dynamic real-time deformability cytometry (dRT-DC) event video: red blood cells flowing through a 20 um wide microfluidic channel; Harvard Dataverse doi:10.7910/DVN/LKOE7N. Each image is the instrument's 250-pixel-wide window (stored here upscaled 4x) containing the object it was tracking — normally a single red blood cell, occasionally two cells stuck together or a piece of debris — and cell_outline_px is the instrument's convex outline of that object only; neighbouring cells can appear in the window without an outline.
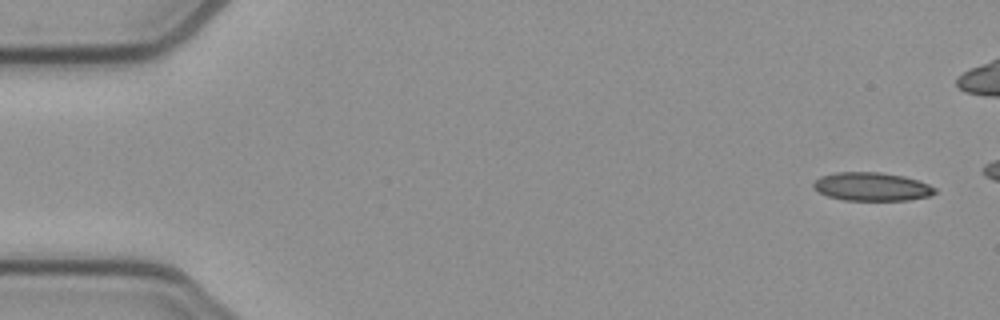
{"species": "common noctule bat (a hibernating species)", "species_latin": "Nyctalus noctula", "temperature_condition": "cold", "stored_images_in_passage": 14, "camera_frame_rate_fps": 3000, "um_per_image_px": 0.085, "animal": {"sex": "female", "body_mass_g": 21.9}, "frame": {"image": 1, "passage_image": 1, "time_ms": 0.0, "image_size_px": [1000, 320], "cell_outline_px": [[936, 192], [932, 196], [908, 200], [844, 200], [828, 196], [812, 188], [812, 184], [820, 176], [836, 172], [880, 172], [904, 176], [928, 184], [936, 188]], "centroid_in_image_um": [74.1, 15.86], "position_along_channel_um": 10.9, "area_um2": 20.17}}